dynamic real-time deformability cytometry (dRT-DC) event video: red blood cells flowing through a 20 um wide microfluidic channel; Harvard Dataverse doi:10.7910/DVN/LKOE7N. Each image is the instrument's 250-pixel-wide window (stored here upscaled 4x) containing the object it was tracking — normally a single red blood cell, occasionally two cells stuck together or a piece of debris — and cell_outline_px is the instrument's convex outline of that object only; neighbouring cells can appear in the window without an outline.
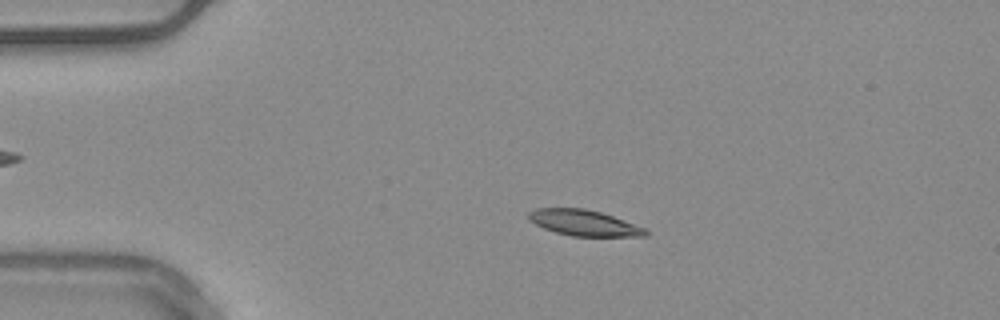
{"species": "common noctule bat (a hibernating species)", "species_latin": "Nyctalus noctula", "temperature_condition": "warm", "stored_images_in_passage": 13, "camera_frame_rate_fps": 3000, "um_per_image_px": 0.085, "animal": {"sex": "male", "body_mass_g": 20.4}, "frame": {"image": 1, "passage_image": 8, "time_ms": 2.333, "image_size_px": [1000, 320], "cell_outline_px": [[648, 236], [572, 236], [556, 232], [544, 228], [528, 220], [528, 212], [536, 208], [584, 208], [600, 212], [648, 228]], "centroid_in_image_um": [49.66, 18.94], "position_along_channel_um": 35.3, "area_um2": 17.63}}